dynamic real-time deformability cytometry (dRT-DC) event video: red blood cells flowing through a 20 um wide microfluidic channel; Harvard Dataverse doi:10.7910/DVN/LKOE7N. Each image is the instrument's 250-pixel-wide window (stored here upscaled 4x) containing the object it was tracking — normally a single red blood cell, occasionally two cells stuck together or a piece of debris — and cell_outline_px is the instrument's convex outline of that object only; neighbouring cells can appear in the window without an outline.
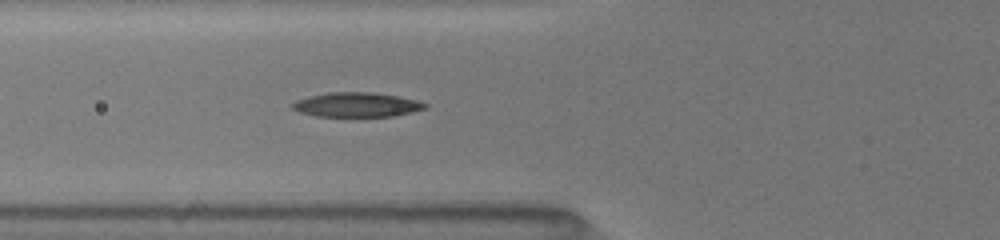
{"species": "common noctule bat (a hibernating species)", "species_latin": "Nyctalus noctula", "temperature_condition": "room temperature", "stored_images_in_passage": 44, "camera_frame_rate_fps": 3000, "um_per_image_px": 0.085, "animal": {"sex": "female", "body_mass_g": 19.5, "forearm_length_mm": 54.1}, "frame": {"image": 1, "passage_image": 11, "time_ms": 5.333, "image_size_px": [1000, 240], "cell_outline_px": [[428, 108], [412, 112], [392, 116], [316, 116], [300, 112], [292, 108], [292, 104], [296, 100], [308, 96], [328, 92], [372, 92], [396, 96], [416, 100], [428, 104]], "centroid_in_image_um": [30.32, 8.9], "position_along_channel_um": 95.5, "area_um2": 18.84}}
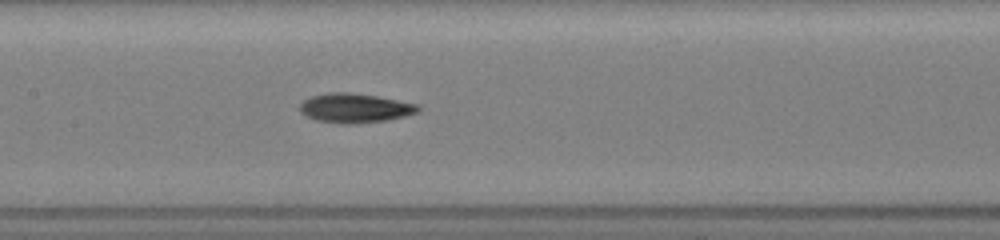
{"frame": {"image": 2, "passage_image": 20, "time_ms": 7.333, "image_size_px": [1000, 240], "cell_outline_px": [[420, 112], [388, 120], [352, 124], [344, 124], [316, 120], [304, 116], [300, 112], [300, 104], [304, 100], [312, 96], [328, 92], [352, 92], [376, 96], [420, 104]], "centroid_in_image_um": [30.18, 9.18], "position_along_channel_um": 177.2, "area_um2": 20.4}}
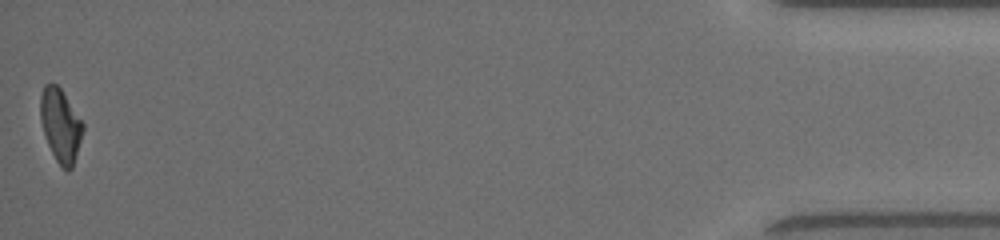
{"frame": {"image": 3, "passage_image": 44, "time_ms": 15.667, "image_size_px": [1000, 240], "cell_outline_px": [[84, 128], [76, 156], [72, 168], [68, 172], [60, 168], [48, 144], [40, 120], [40, 96], [44, 84], [56, 84], [60, 88], [84, 124]], "centroid_in_image_um": [5.14, 10.68], "position_along_channel_um": 430.1, "area_um2": 18.03}, "authors_computed_cell_mechanics": {"area_um2": 19.4786, "velocity_mm_per_s": 4.0563, "shape_relaxation_time_tau1_ms": 3.2713, "shape_relaxation_time_tau2_ms": null, "deformation_change_tau1": 0.1562, "deformation_change_tau2": null}}